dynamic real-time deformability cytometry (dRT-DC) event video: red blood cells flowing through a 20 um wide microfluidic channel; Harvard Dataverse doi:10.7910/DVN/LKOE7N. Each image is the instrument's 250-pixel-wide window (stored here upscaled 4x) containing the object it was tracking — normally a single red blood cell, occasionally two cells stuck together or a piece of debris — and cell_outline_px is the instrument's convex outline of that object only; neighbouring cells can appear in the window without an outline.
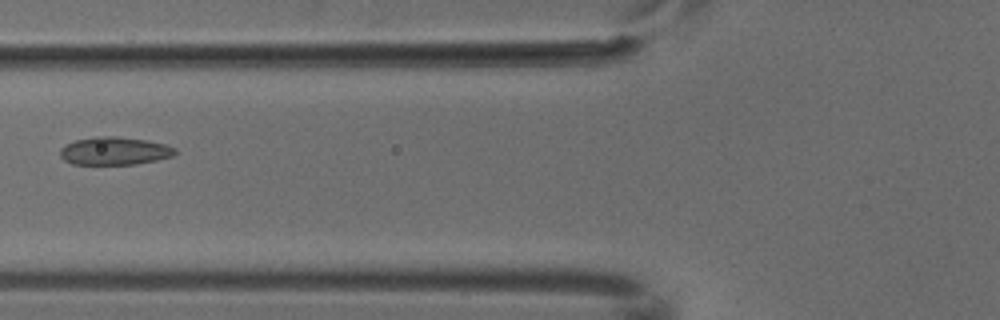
{"species": "common noctule bat (a hibernating species)", "species_latin": "Nyctalus noctula", "temperature_condition": "cold", "stored_images_in_passage": 7, "camera_frame_rate_fps": 3000, "um_per_image_px": 0.085, "animal": {"sex": "male", "body_mass_g": 18.8}, "frame": {"image": 1, "passage_image": 6, "time_ms": 1.667, "image_size_px": [1000, 320], "cell_outline_px": [[176, 152], [172, 156], [156, 160], [136, 164], [72, 164], [64, 160], [60, 156], [60, 148], [76, 140], [96, 136], [116, 136], [148, 140], [164, 144], [176, 148]], "centroid_in_image_um": [9.73, 12.83], "position_along_channel_um": 116.1, "area_um2": 18.67}}
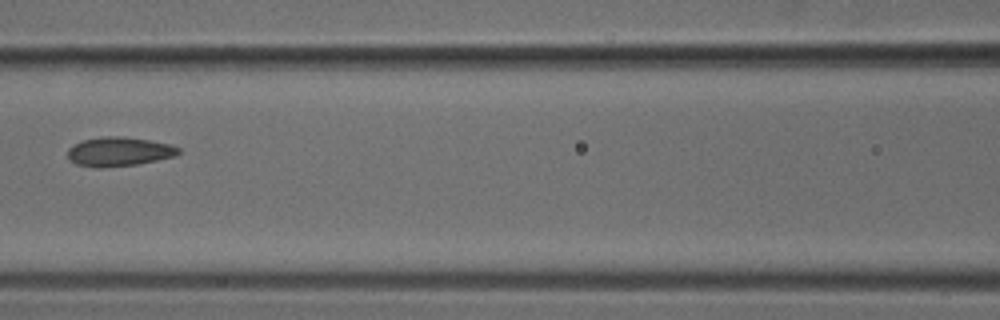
{"frame": {"image": 2, "passage_image": 7, "time_ms": 2.0, "image_size_px": [1000, 320], "cell_outline_px": [[180, 152], [176, 156], [136, 164], [100, 168], [96, 168], [76, 164], [68, 160], [68, 148], [84, 140], [104, 136], [124, 136], [148, 140], [168, 144], [180, 148]], "centroid_in_image_um": [10.1, 12.89], "position_along_channel_um": 156.5, "area_um2": 18.73}}